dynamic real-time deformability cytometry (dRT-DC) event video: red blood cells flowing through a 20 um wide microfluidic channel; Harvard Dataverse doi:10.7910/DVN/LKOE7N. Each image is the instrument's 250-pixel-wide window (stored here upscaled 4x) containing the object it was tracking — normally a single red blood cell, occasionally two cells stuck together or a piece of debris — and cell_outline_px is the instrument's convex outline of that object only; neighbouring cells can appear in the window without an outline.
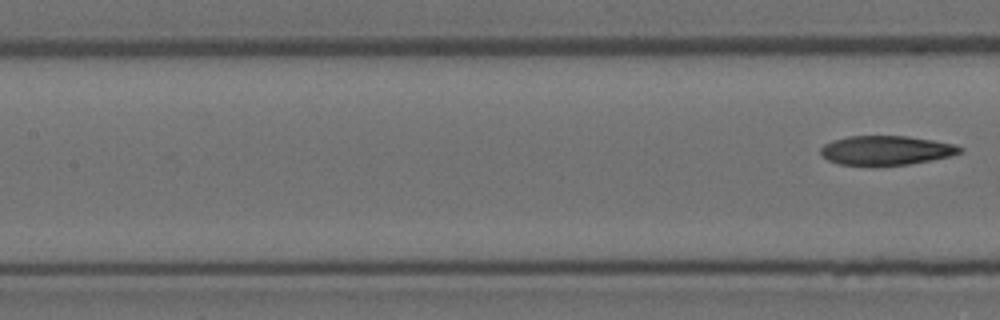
{"species": "Egyptian fruit bat (a non-hibernating species)", "species_latin": "Rousettus aegyptiacus", "temperature_condition": "room temperature", "stored_images_in_passage": 4, "segment_of_instrument_passage": [2, 2], "camera_frame_rate_fps": 3000, "um_per_image_px": 0.085, "animal": {"sex": "female"}, "frame": {"image": 1, "passage_image": 4, "time_ms": 4.333, "image_size_px": [1000, 320], "cell_outline_px": [[964, 148], [960, 152], [952, 156], [908, 164], [872, 168], [840, 164], [828, 160], [820, 152], [820, 148], [824, 144], [832, 140], [848, 136], [908, 136], [932, 140], [952, 144]], "centroid_in_image_um": [75.27, 12.81], "position_along_channel_um": 132.1, "area_um2": 24.28}}